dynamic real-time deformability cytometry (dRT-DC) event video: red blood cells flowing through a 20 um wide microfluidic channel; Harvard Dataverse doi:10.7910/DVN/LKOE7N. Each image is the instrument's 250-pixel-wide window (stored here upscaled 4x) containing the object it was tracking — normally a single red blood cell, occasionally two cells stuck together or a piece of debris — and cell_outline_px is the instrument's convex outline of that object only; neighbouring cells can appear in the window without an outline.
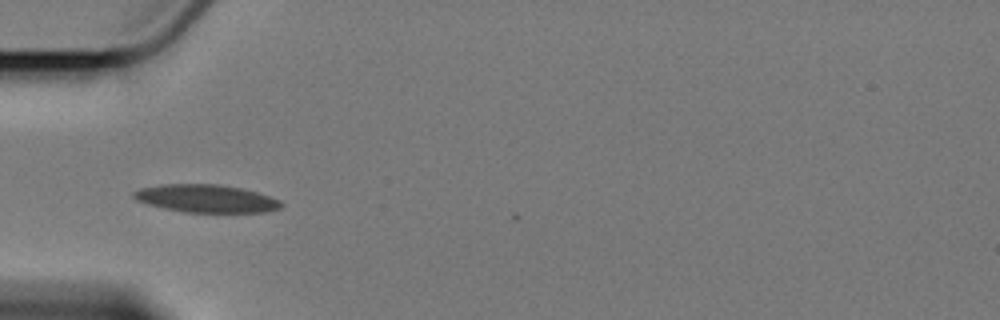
{"species": "Egyptian fruit bat (a non-hibernating species)", "species_latin": "Rousettus aegyptiacus", "temperature_condition": "cold", "stored_images_in_passage": 7, "camera_frame_rate_fps": 3000, "um_per_image_px": 0.085, "animal": {"sex": "female"}, "frame": {"image": 1, "passage_image": 6, "time_ms": 6.0, "image_size_px": [1000, 320], "cell_outline_px": [[284, 204], [280, 208], [264, 212], [184, 212], [164, 208], [148, 204], [136, 200], [132, 196], [132, 192], [140, 188], [160, 184], [216, 184], [240, 188], [256, 192], [280, 200]], "centroid_in_image_um": [17.49, 16.87], "position_along_channel_um": 67.5, "area_um2": 23.81}}
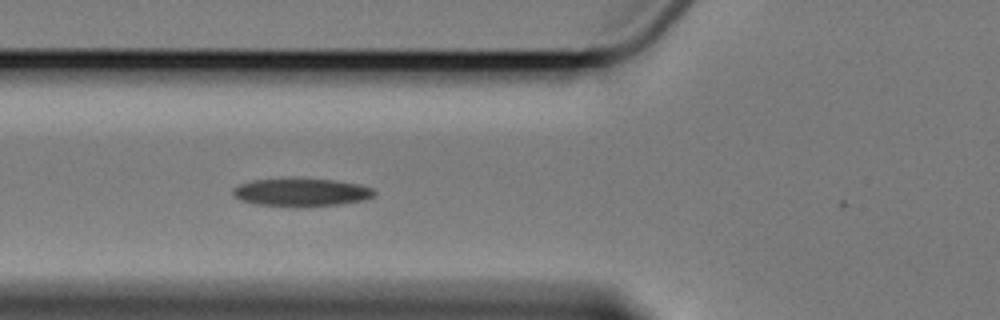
{"frame": {"image": 2, "passage_image": 7, "time_ms": 7.0, "image_size_px": [1000, 320], "cell_outline_px": [[376, 192], [372, 196], [364, 200], [340, 204], [304, 208], [292, 208], [256, 204], [240, 200], [232, 192], [232, 188], [240, 184], [252, 180], [332, 180], [356, 184], [372, 188]], "centroid_in_image_um": [25.59, 16.4], "position_along_channel_um": 100.2, "area_um2": 22.83}}